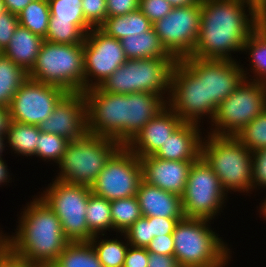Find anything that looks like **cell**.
I'll use <instances>...</instances> for the list:
<instances>
[{
  "label": "cell",
  "instance_id": "cell-13",
  "mask_svg": "<svg viewBox=\"0 0 266 267\" xmlns=\"http://www.w3.org/2000/svg\"><path fill=\"white\" fill-rule=\"evenodd\" d=\"M166 103L183 122L203 126L204 118L210 123L215 116L206 105L204 81H199L180 60L176 61L172 69L170 93Z\"/></svg>",
  "mask_w": 266,
  "mask_h": 267
},
{
  "label": "cell",
  "instance_id": "cell-52",
  "mask_svg": "<svg viewBox=\"0 0 266 267\" xmlns=\"http://www.w3.org/2000/svg\"><path fill=\"white\" fill-rule=\"evenodd\" d=\"M10 122L9 109L0 106V135H6Z\"/></svg>",
  "mask_w": 266,
  "mask_h": 267
},
{
  "label": "cell",
  "instance_id": "cell-32",
  "mask_svg": "<svg viewBox=\"0 0 266 267\" xmlns=\"http://www.w3.org/2000/svg\"><path fill=\"white\" fill-rule=\"evenodd\" d=\"M49 18L50 10L47 0H33L18 14L19 25L43 39L46 37Z\"/></svg>",
  "mask_w": 266,
  "mask_h": 267
},
{
  "label": "cell",
  "instance_id": "cell-27",
  "mask_svg": "<svg viewBox=\"0 0 266 267\" xmlns=\"http://www.w3.org/2000/svg\"><path fill=\"white\" fill-rule=\"evenodd\" d=\"M242 53H248L247 56H250L247 60L249 61L248 68L243 66L245 64H241L245 79L266 83V38L254 30L247 38Z\"/></svg>",
  "mask_w": 266,
  "mask_h": 267
},
{
  "label": "cell",
  "instance_id": "cell-41",
  "mask_svg": "<svg viewBox=\"0 0 266 267\" xmlns=\"http://www.w3.org/2000/svg\"><path fill=\"white\" fill-rule=\"evenodd\" d=\"M139 9L154 24L167 16L173 6L167 0H140Z\"/></svg>",
  "mask_w": 266,
  "mask_h": 267
},
{
  "label": "cell",
  "instance_id": "cell-1",
  "mask_svg": "<svg viewBox=\"0 0 266 267\" xmlns=\"http://www.w3.org/2000/svg\"><path fill=\"white\" fill-rule=\"evenodd\" d=\"M83 93L88 134L112 138L121 146L167 106L163 97L148 92L110 94L94 87Z\"/></svg>",
  "mask_w": 266,
  "mask_h": 267
},
{
  "label": "cell",
  "instance_id": "cell-57",
  "mask_svg": "<svg viewBox=\"0 0 266 267\" xmlns=\"http://www.w3.org/2000/svg\"><path fill=\"white\" fill-rule=\"evenodd\" d=\"M5 5H4V0H0V14H2L3 12H5Z\"/></svg>",
  "mask_w": 266,
  "mask_h": 267
},
{
  "label": "cell",
  "instance_id": "cell-33",
  "mask_svg": "<svg viewBox=\"0 0 266 267\" xmlns=\"http://www.w3.org/2000/svg\"><path fill=\"white\" fill-rule=\"evenodd\" d=\"M113 233H123L142 217L136 196L122 198L110 202Z\"/></svg>",
  "mask_w": 266,
  "mask_h": 267
},
{
  "label": "cell",
  "instance_id": "cell-40",
  "mask_svg": "<svg viewBox=\"0 0 266 267\" xmlns=\"http://www.w3.org/2000/svg\"><path fill=\"white\" fill-rule=\"evenodd\" d=\"M258 189L266 190V148L252 152V192Z\"/></svg>",
  "mask_w": 266,
  "mask_h": 267
},
{
  "label": "cell",
  "instance_id": "cell-3",
  "mask_svg": "<svg viewBox=\"0 0 266 267\" xmlns=\"http://www.w3.org/2000/svg\"><path fill=\"white\" fill-rule=\"evenodd\" d=\"M31 198L20 211L15 232L6 233V247L39 267H51L70 241L55 212L38 194Z\"/></svg>",
  "mask_w": 266,
  "mask_h": 267
},
{
  "label": "cell",
  "instance_id": "cell-16",
  "mask_svg": "<svg viewBox=\"0 0 266 267\" xmlns=\"http://www.w3.org/2000/svg\"><path fill=\"white\" fill-rule=\"evenodd\" d=\"M84 91L99 87L118 67L126 62L120 40L100 28H92L83 42Z\"/></svg>",
  "mask_w": 266,
  "mask_h": 267
},
{
  "label": "cell",
  "instance_id": "cell-28",
  "mask_svg": "<svg viewBox=\"0 0 266 267\" xmlns=\"http://www.w3.org/2000/svg\"><path fill=\"white\" fill-rule=\"evenodd\" d=\"M107 235H94L89 242L103 267H123L129 247L127 238L123 233H120L121 236L116 233V238H108Z\"/></svg>",
  "mask_w": 266,
  "mask_h": 267
},
{
  "label": "cell",
  "instance_id": "cell-56",
  "mask_svg": "<svg viewBox=\"0 0 266 267\" xmlns=\"http://www.w3.org/2000/svg\"><path fill=\"white\" fill-rule=\"evenodd\" d=\"M244 2L249 3L254 8L258 7L261 3L265 2L266 0H242Z\"/></svg>",
  "mask_w": 266,
  "mask_h": 267
},
{
  "label": "cell",
  "instance_id": "cell-36",
  "mask_svg": "<svg viewBox=\"0 0 266 267\" xmlns=\"http://www.w3.org/2000/svg\"><path fill=\"white\" fill-rule=\"evenodd\" d=\"M234 137L252 152L266 148V110L256 116Z\"/></svg>",
  "mask_w": 266,
  "mask_h": 267
},
{
  "label": "cell",
  "instance_id": "cell-7",
  "mask_svg": "<svg viewBox=\"0 0 266 267\" xmlns=\"http://www.w3.org/2000/svg\"><path fill=\"white\" fill-rule=\"evenodd\" d=\"M120 147L112 138L92 134L70 141L57 163L59 169L56 170L55 178L62 182L91 187L106 162Z\"/></svg>",
  "mask_w": 266,
  "mask_h": 267
},
{
  "label": "cell",
  "instance_id": "cell-50",
  "mask_svg": "<svg viewBox=\"0 0 266 267\" xmlns=\"http://www.w3.org/2000/svg\"><path fill=\"white\" fill-rule=\"evenodd\" d=\"M33 0H4L6 11L18 15Z\"/></svg>",
  "mask_w": 266,
  "mask_h": 267
},
{
  "label": "cell",
  "instance_id": "cell-14",
  "mask_svg": "<svg viewBox=\"0 0 266 267\" xmlns=\"http://www.w3.org/2000/svg\"><path fill=\"white\" fill-rule=\"evenodd\" d=\"M201 0L192 6L173 7L170 13L153 24L166 51L176 60L192 54L201 26Z\"/></svg>",
  "mask_w": 266,
  "mask_h": 267
},
{
  "label": "cell",
  "instance_id": "cell-45",
  "mask_svg": "<svg viewBox=\"0 0 266 267\" xmlns=\"http://www.w3.org/2000/svg\"><path fill=\"white\" fill-rule=\"evenodd\" d=\"M172 234L154 237L147 246V251L155 254L174 256V244Z\"/></svg>",
  "mask_w": 266,
  "mask_h": 267
},
{
  "label": "cell",
  "instance_id": "cell-5",
  "mask_svg": "<svg viewBox=\"0 0 266 267\" xmlns=\"http://www.w3.org/2000/svg\"><path fill=\"white\" fill-rule=\"evenodd\" d=\"M201 157L219 178L227 194L252 193V151L234 136L207 133L201 144Z\"/></svg>",
  "mask_w": 266,
  "mask_h": 267
},
{
  "label": "cell",
  "instance_id": "cell-44",
  "mask_svg": "<svg viewBox=\"0 0 266 267\" xmlns=\"http://www.w3.org/2000/svg\"><path fill=\"white\" fill-rule=\"evenodd\" d=\"M151 221V236L172 234L179 220L182 218H165L151 216L147 217Z\"/></svg>",
  "mask_w": 266,
  "mask_h": 267
},
{
  "label": "cell",
  "instance_id": "cell-15",
  "mask_svg": "<svg viewBox=\"0 0 266 267\" xmlns=\"http://www.w3.org/2000/svg\"><path fill=\"white\" fill-rule=\"evenodd\" d=\"M180 61L199 79L204 81L206 105L215 113L219 104L245 79L241 61L185 57Z\"/></svg>",
  "mask_w": 266,
  "mask_h": 267
},
{
  "label": "cell",
  "instance_id": "cell-34",
  "mask_svg": "<svg viewBox=\"0 0 266 267\" xmlns=\"http://www.w3.org/2000/svg\"><path fill=\"white\" fill-rule=\"evenodd\" d=\"M50 10V18L56 21H73L85 34L92 27L86 22L81 0H47Z\"/></svg>",
  "mask_w": 266,
  "mask_h": 267
},
{
  "label": "cell",
  "instance_id": "cell-43",
  "mask_svg": "<svg viewBox=\"0 0 266 267\" xmlns=\"http://www.w3.org/2000/svg\"><path fill=\"white\" fill-rule=\"evenodd\" d=\"M140 0H106L107 17L122 16L139 9Z\"/></svg>",
  "mask_w": 266,
  "mask_h": 267
},
{
  "label": "cell",
  "instance_id": "cell-19",
  "mask_svg": "<svg viewBox=\"0 0 266 267\" xmlns=\"http://www.w3.org/2000/svg\"><path fill=\"white\" fill-rule=\"evenodd\" d=\"M143 181L174 193L183 195L194 161L163 160L153 155L140 158Z\"/></svg>",
  "mask_w": 266,
  "mask_h": 267
},
{
  "label": "cell",
  "instance_id": "cell-17",
  "mask_svg": "<svg viewBox=\"0 0 266 267\" xmlns=\"http://www.w3.org/2000/svg\"><path fill=\"white\" fill-rule=\"evenodd\" d=\"M67 93L59 86L28 78L12 98L8 108L10 121L38 126Z\"/></svg>",
  "mask_w": 266,
  "mask_h": 267
},
{
  "label": "cell",
  "instance_id": "cell-37",
  "mask_svg": "<svg viewBox=\"0 0 266 267\" xmlns=\"http://www.w3.org/2000/svg\"><path fill=\"white\" fill-rule=\"evenodd\" d=\"M70 141L57 134L41 132L38 139L36 155L42 161L57 164L64 155Z\"/></svg>",
  "mask_w": 266,
  "mask_h": 267
},
{
  "label": "cell",
  "instance_id": "cell-8",
  "mask_svg": "<svg viewBox=\"0 0 266 267\" xmlns=\"http://www.w3.org/2000/svg\"><path fill=\"white\" fill-rule=\"evenodd\" d=\"M28 78L59 86L67 92H84L83 44L44 40Z\"/></svg>",
  "mask_w": 266,
  "mask_h": 267
},
{
  "label": "cell",
  "instance_id": "cell-42",
  "mask_svg": "<svg viewBox=\"0 0 266 267\" xmlns=\"http://www.w3.org/2000/svg\"><path fill=\"white\" fill-rule=\"evenodd\" d=\"M19 25L18 15L5 11L0 14V53L8 46Z\"/></svg>",
  "mask_w": 266,
  "mask_h": 267
},
{
  "label": "cell",
  "instance_id": "cell-20",
  "mask_svg": "<svg viewBox=\"0 0 266 267\" xmlns=\"http://www.w3.org/2000/svg\"><path fill=\"white\" fill-rule=\"evenodd\" d=\"M182 123L181 118L166 106L126 147L139 158L154 155Z\"/></svg>",
  "mask_w": 266,
  "mask_h": 267
},
{
  "label": "cell",
  "instance_id": "cell-39",
  "mask_svg": "<svg viewBox=\"0 0 266 267\" xmlns=\"http://www.w3.org/2000/svg\"><path fill=\"white\" fill-rule=\"evenodd\" d=\"M86 22L92 28H99L107 18L106 0H81Z\"/></svg>",
  "mask_w": 266,
  "mask_h": 267
},
{
  "label": "cell",
  "instance_id": "cell-35",
  "mask_svg": "<svg viewBox=\"0 0 266 267\" xmlns=\"http://www.w3.org/2000/svg\"><path fill=\"white\" fill-rule=\"evenodd\" d=\"M85 33L73 21L49 19L44 40L60 44H83Z\"/></svg>",
  "mask_w": 266,
  "mask_h": 267
},
{
  "label": "cell",
  "instance_id": "cell-54",
  "mask_svg": "<svg viewBox=\"0 0 266 267\" xmlns=\"http://www.w3.org/2000/svg\"><path fill=\"white\" fill-rule=\"evenodd\" d=\"M257 210L260 215L259 217L261 218V215H263V219L266 221V197L264 198V200L261 201V203H259V206H257Z\"/></svg>",
  "mask_w": 266,
  "mask_h": 267
},
{
  "label": "cell",
  "instance_id": "cell-48",
  "mask_svg": "<svg viewBox=\"0 0 266 267\" xmlns=\"http://www.w3.org/2000/svg\"><path fill=\"white\" fill-rule=\"evenodd\" d=\"M147 267H181L175 256L148 252Z\"/></svg>",
  "mask_w": 266,
  "mask_h": 267
},
{
  "label": "cell",
  "instance_id": "cell-23",
  "mask_svg": "<svg viewBox=\"0 0 266 267\" xmlns=\"http://www.w3.org/2000/svg\"><path fill=\"white\" fill-rule=\"evenodd\" d=\"M43 42L42 37L18 25L2 53L28 73L34 66Z\"/></svg>",
  "mask_w": 266,
  "mask_h": 267
},
{
  "label": "cell",
  "instance_id": "cell-9",
  "mask_svg": "<svg viewBox=\"0 0 266 267\" xmlns=\"http://www.w3.org/2000/svg\"><path fill=\"white\" fill-rule=\"evenodd\" d=\"M266 110V83L244 79L217 107L208 130L216 136H235ZM210 129V130H209Z\"/></svg>",
  "mask_w": 266,
  "mask_h": 267
},
{
  "label": "cell",
  "instance_id": "cell-2",
  "mask_svg": "<svg viewBox=\"0 0 266 267\" xmlns=\"http://www.w3.org/2000/svg\"><path fill=\"white\" fill-rule=\"evenodd\" d=\"M201 9L200 32L190 56L237 60L232 53L242 54L255 30V8L242 0H201Z\"/></svg>",
  "mask_w": 266,
  "mask_h": 267
},
{
  "label": "cell",
  "instance_id": "cell-51",
  "mask_svg": "<svg viewBox=\"0 0 266 267\" xmlns=\"http://www.w3.org/2000/svg\"><path fill=\"white\" fill-rule=\"evenodd\" d=\"M9 172V168L7 166L6 160L3 157H0V187L5 184L8 185L10 182L12 183V174Z\"/></svg>",
  "mask_w": 266,
  "mask_h": 267
},
{
  "label": "cell",
  "instance_id": "cell-53",
  "mask_svg": "<svg viewBox=\"0 0 266 267\" xmlns=\"http://www.w3.org/2000/svg\"><path fill=\"white\" fill-rule=\"evenodd\" d=\"M173 7H185L197 4L200 0H167Z\"/></svg>",
  "mask_w": 266,
  "mask_h": 267
},
{
  "label": "cell",
  "instance_id": "cell-26",
  "mask_svg": "<svg viewBox=\"0 0 266 267\" xmlns=\"http://www.w3.org/2000/svg\"><path fill=\"white\" fill-rule=\"evenodd\" d=\"M152 26L150 20L137 9L122 16L107 17L99 28L108 36L121 40L129 35L146 32Z\"/></svg>",
  "mask_w": 266,
  "mask_h": 267
},
{
  "label": "cell",
  "instance_id": "cell-38",
  "mask_svg": "<svg viewBox=\"0 0 266 267\" xmlns=\"http://www.w3.org/2000/svg\"><path fill=\"white\" fill-rule=\"evenodd\" d=\"M130 246L147 248L154 236H151V221L147 217L139 218L123 232Z\"/></svg>",
  "mask_w": 266,
  "mask_h": 267
},
{
  "label": "cell",
  "instance_id": "cell-46",
  "mask_svg": "<svg viewBox=\"0 0 266 267\" xmlns=\"http://www.w3.org/2000/svg\"><path fill=\"white\" fill-rule=\"evenodd\" d=\"M147 263V249L129 245L123 267H147Z\"/></svg>",
  "mask_w": 266,
  "mask_h": 267
},
{
  "label": "cell",
  "instance_id": "cell-11",
  "mask_svg": "<svg viewBox=\"0 0 266 267\" xmlns=\"http://www.w3.org/2000/svg\"><path fill=\"white\" fill-rule=\"evenodd\" d=\"M228 196L217 175L200 156L192 163L185 191L181 196L183 215L185 218L207 220L218 218L226 207Z\"/></svg>",
  "mask_w": 266,
  "mask_h": 267
},
{
  "label": "cell",
  "instance_id": "cell-55",
  "mask_svg": "<svg viewBox=\"0 0 266 267\" xmlns=\"http://www.w3.org/2000/svg\"><path fill=\"white\" fill-rule=\"evenodd\" d=\"M8 150L6 148L5 135H0V157L4 156V151Z\"/></svg>",
  "mask_w": 266,
  "mask_h": 267
},
{
  "label": "cell",
  "instance_id": "cell-47",
  "mask_svg": "<svg viewBox=\"0 0 266 267\" xmlns=\"http://www.w3.org/2000/svg\"><path fill=\"white\" fill-rule=\"evenodd\" d=\"M0 267H39V266L15 255L5 246L0 251Z\"/></svg>",
  "mask_w": 266,
  "mask_h": 267
},
{
  "label": "cell",
  "instance_id": "cell-21",
  "mask_svg": "<svg viewBox=\"0 0 266 267\" xmlns=\"http://www.w3.org/2000/svg\"><path fill=\"white\" fill-rule=\"evenodd\" d=\"M203 127L183 122L153 156L163 160L196 161L201 156Z\"/></svg>",
  "mask_w": 266,
  "mask_h": 267
},
{
  "label": "cell",
  "instance_id": "cell-30",
  "mask_svg": "<svg viewBox=\"0 0 266 267\" xmlns=\"http://www.w3.org/2000/svg\"><path fill=\"white\" fill-rule=\"evenodd\" d=\"M51 267H103L89 241L69 242Z\"/></svg>",
  "mask_w": 266,
  "mask_h": 267
},
{
  "label": "cell",
  "instance_id": "cell-4",
  "mask_svg": "<svg viewBox=\"0 0 266 267\" xmlns=\"http://www.w3.org/2000/svg\"><path fill=\"white\" fill-rule=\"evenodd\" d=\"M202 218H182L172 233L174 256L181 267H228L232 258L231 245ZM230 246V247H229Z\"/></svg>",
  "mask_w": 266,
  "mask_h": 267
},
{
  "label": "cell",
  "instance_id": "cell-24",
  "mask_svg": "<svg viewBox=\"0 0 266 267\" xmlns=\"http://www.w3.org/2000/svg\"><path fill=\"white\" fill-rule=\"evenodd\" d=\"M126 59L174 58L160 42L153 27L141 34H134L120 40Z\"/></svg>",
  "mask_w": 266,
  "mask_h": 267
},
{
  "label": "cell",
  "instance_id": "cell-49",
  "mask_svg": "<svg viewBox=\"0 0 266 267\" xmlns=\"http://www.w3.org/2000/svg\"><path fill=\"white\" fill-rule=\"evenodd\" d=\"M255 30L266 38V1L255 8Z\"/></svg>",
  "mask_w": 266,
  "mask_h": 267
},
{
  "label": "cell",
  "instance_id": "cell-18",
  "mask_svg": "<svg viewBox=\"0 0 266 267\" xmlns=\"http://www.w3.org/2000/svg\"><path fill=\"white\" fill-rule=\"evenodd\" d=\"M38 128L41 132L57 134L69 141L83 139L88 134L84 93L68 92Z\"/></svg>",
  "mask_w": 266,
  "mask_h": 267
},
{
  "label": "cell",
  "instance_id": "cell-10",
  "mask_svg": "<svg viewBox=\"0 0 266 267\" xmlns=\"http://www.w3.org/2000/svg\"><path fill=\"white\" fill-rule=\"evenodd\" d=\"M51 181L38 195L60 219L64 236L70 242L90 241L94 235L86 222V207L92 193L91 187L56 178Z\"/></svg>",
  "mask_w": 266,
  "mask_h": 267
},
{
  "label": "cell",
  "instance_id": "cell-29",
  "mask_svg": "<svg viewBox=\"0 0 266 267\" xmlns=\"http://www.w3.org/2000/svg\"><path fill=\"white\" fill-rule=\"evenodd\" d=\"M28 79V73L0 53V106L9 108L13 96Z\"/></svg>",
  "mask_w": 266,
  "mask_h": 267
},
{
  "label": "cell",
  "instance_id": "cell-25",
  "mask_svg": "<svg viewBox=\"0 0 266 267\" xmlns=\"http://www.w3.org/2000/svg\"><path fill=\"white\" fill-rule=\"evenodd\" d=\"M40 133L38 126L10 121L5 135L6 147L23 159L34 157Z\"/></svg>",
  "mask_w": 266,
  "mask_h": 267
},
{
  "label": "cell",
  "instance_id": "cell-31",
  "mask_svg": "<svg viewBox=\"0 0 266 267\" xmlns=\"http://www.w3.org/2000/svg\"><path fill=\"white\" fill-rule=\"evenodd\" d=\"M86 222L93 235H105L106 231L112 233L110 201L91 193L86 207Z\"/></svg>",
  "mask_w": 266,
  "mask_h": 267
},
{
  "label": "cell",
  "instance_id": "cell-22",
  "mask_svg": "<svg viewBox=\"0 0 266 267\" xmlns=\"http://www.w3.org/2000/svg\"><path fill=\"white\" fill-rule=\"evenodd\" d=\"M143 217L184 218L179 195L141 181L136 194Z\"/></svg>",
  "mask_w": 266,
  "mask_h": 267
},
{
  "label": "cell",
  "instance_id": "cell-12",
  "mask_svg": "<svg viewBox=\"0 0 266 267\" xmlns=\"http://www.w3.org/2000/svg\"><path fill=\"white\" fill-rule=\"evenodd\" d=\"M142 180L140 158L121 146L98 174L91 192L111 202L136 196Z\"/></svg>",
  "mask_w": 266,
  "mask_h": 267
},
{
  "label": "cell",
  "instance_id": "cell-6",
  "mask_svg": "<svg viewBox=\"0 0 266 267\" xmlns=\"http://www.w3.org/2000/svg\"><path fill=\"white\" fill-rule=\"evenodd\" d=\"M175 58L127 59L99 88L110 94L154 93L166 101Z\"/></svg>",
  "mask_w": 266,
  "mask_h": 267
}]
</instances>
